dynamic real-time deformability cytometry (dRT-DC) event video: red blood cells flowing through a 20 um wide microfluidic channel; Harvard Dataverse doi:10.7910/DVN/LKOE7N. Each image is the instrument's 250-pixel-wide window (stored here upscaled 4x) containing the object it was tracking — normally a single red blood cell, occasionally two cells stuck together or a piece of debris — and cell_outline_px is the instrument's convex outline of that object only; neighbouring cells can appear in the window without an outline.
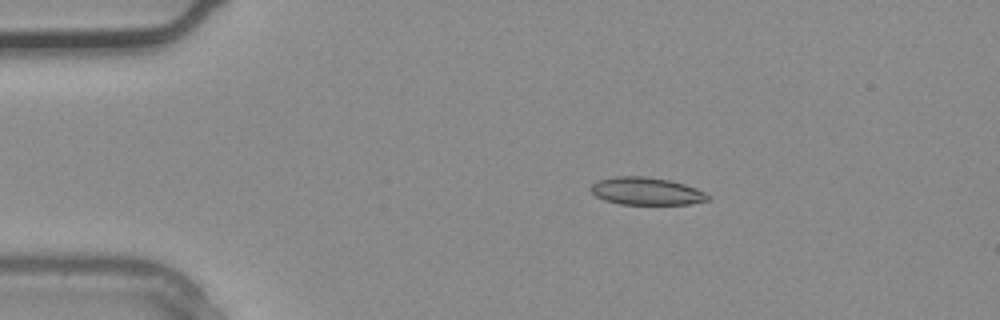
{"species": "common noctule bat (a hibernating species)", "species_latin": "Nyctalus noctula", "temperature_condition": "warm", "stored_images_in_passage": 36, "camera_frame_rate_fps": 3000, "um_per_image_px": 0.085, "animal": {"sex": "male", "body_mass_g": 20.4}, "frame": {"image": 1, "passage_image": 6, "time_ms": 1.667, "image_size_px": [1000, 320], "cell_outline_px": [[712, 196], [708, 200], [688, 204], [620, 204], [604, 200], [596, 196], [588, 188], [596, 180], [616, 176], [644, 176], [668, 180], [684, 184], [696, 188]], "centroid_in_image_um": [54.91, 16.24], "position_along_channel_um": 30.1, "area_um2": 18.84}}
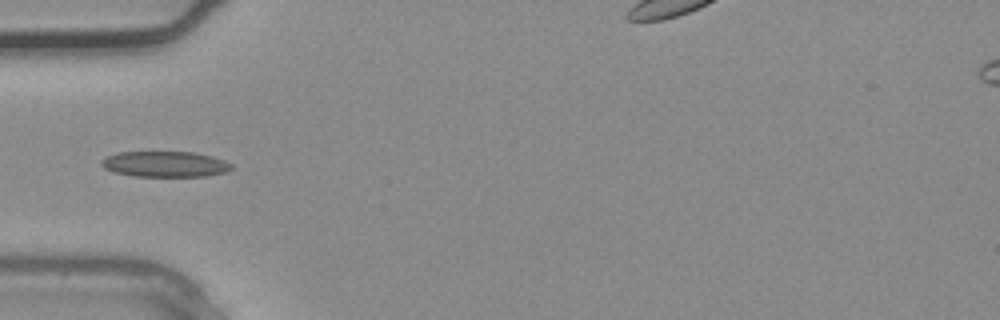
{"frame": {"image": 2, "passage_image": 11, "time_ms": 3.333, "image_size_px": [1000, 320], "cell_outline_px": [[232, 168], [228, 172], [204, 176], [136, 176], [116, 172], [104, 168], [100, 164], [100, 160], [104, 156], [116, 152], [192, 152], [212, 156], [224, 160], [232, 164]], "centroid_in_image_um": [14.01, 13.94], "position_along_channel_um": 71.0, "area_um2": 19.54}}